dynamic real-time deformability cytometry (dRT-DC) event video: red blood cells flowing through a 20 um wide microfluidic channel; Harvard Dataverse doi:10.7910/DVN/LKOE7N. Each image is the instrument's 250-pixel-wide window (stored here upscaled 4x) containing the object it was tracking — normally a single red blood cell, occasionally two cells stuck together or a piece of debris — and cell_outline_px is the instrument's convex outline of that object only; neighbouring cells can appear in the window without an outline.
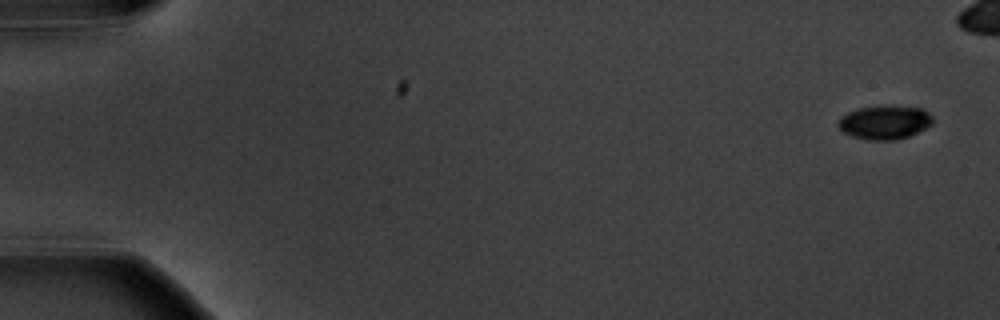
{"species": "common noctule bat (a hibernating species)", "species_latin": "Nyctalus noctula", "temperature_condition": "warm", "stored_images_in_passage": 7, "camera_frame_rate_fps": 3000, "um_per_image_px": 0.085, "animal": {"sex": "male", "body_mass_g": 20.1, "forearm_length_mm": 53.5}, "frame": {"image": 1, "passage_image": 1, "time_ms": 0.0, "image_size_px": [1000, 320], "cell_outline_px": [[932, 124], [908, 136], [896, 140], [868, 140], [852, 136], [844, 132], [836, 124], [840, 116], [848, 112], [860, 108], [880, 104], [920, 108], [928, 112], [932, 116]], "centroid_in_image_um": [75.16, 10.38], "position_along_channel_um": 9.8, "area_um2": 18.73}}